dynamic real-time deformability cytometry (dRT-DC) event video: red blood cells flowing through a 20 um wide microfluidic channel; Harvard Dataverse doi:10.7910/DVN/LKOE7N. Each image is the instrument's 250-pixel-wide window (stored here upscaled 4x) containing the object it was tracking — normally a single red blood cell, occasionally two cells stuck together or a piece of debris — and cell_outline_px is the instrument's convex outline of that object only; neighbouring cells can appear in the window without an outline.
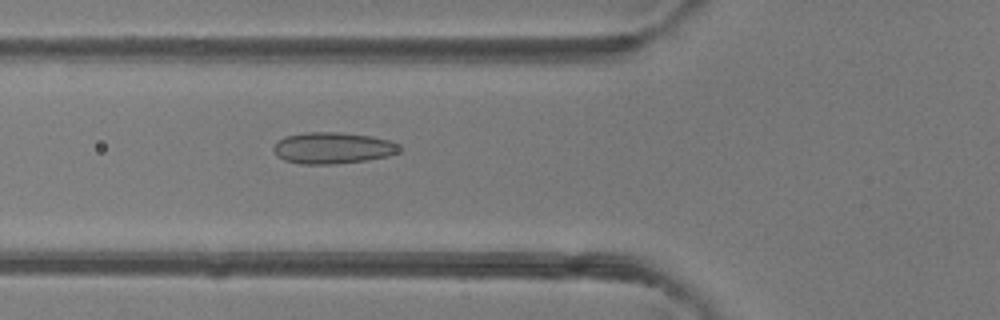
{"species": "common noctule bat (a hibernating species)", "species_latin": "Nyctalus noctula", "temperature_condition": "room temperature", "stored_images_in_passage": 49, "camera_frame_rate_fps": 3000, "um_per_image_px": 0.085, "animal": {"sex": "female"}, "frame": {"image": 1, "passage_image": 18, "time_ms": 5.667, "image_size_px": [1000, 320], "cell_outline_px": [[400, 152], [388, 156], [368, 160], [336, 164], [300, 164], [284, 160], [276, 156], [272, 148], [284, 136], [304, 132], [340, 132], [372, 136], [392, 140], [400, 144]], "centroid_in_image_um": [28.31, 12.58], "position_along_channel_um": 97.5, "area_um2": 23.41}}
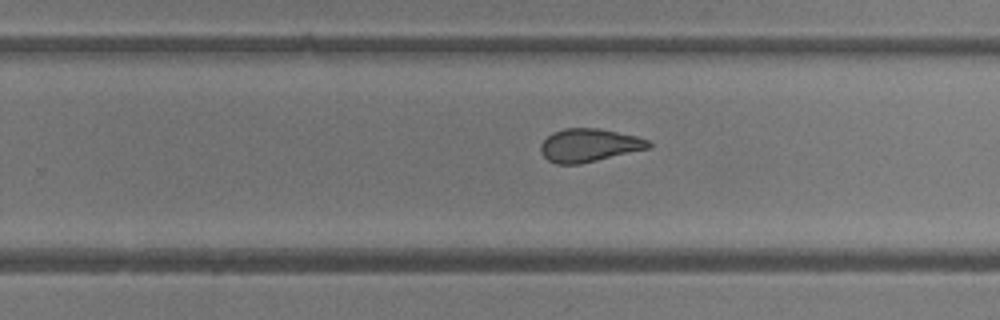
{"frame": {"image": 2, "passage_image": 31, "time_ms": 10.0, "image_size_px": [1000, 320], "cell_outline_px": [[652, 144], [648, 148], [580, 164], [556, 164], [548, 160], [540, 152], [540, 144], [552, 132], [564, 128], [600, 128], [636, 136], [648, 140]], "centroid_in_image_um": [50.03, 12.34], "position_along_channel_um": 279.8, "area_um2": 20.75}}
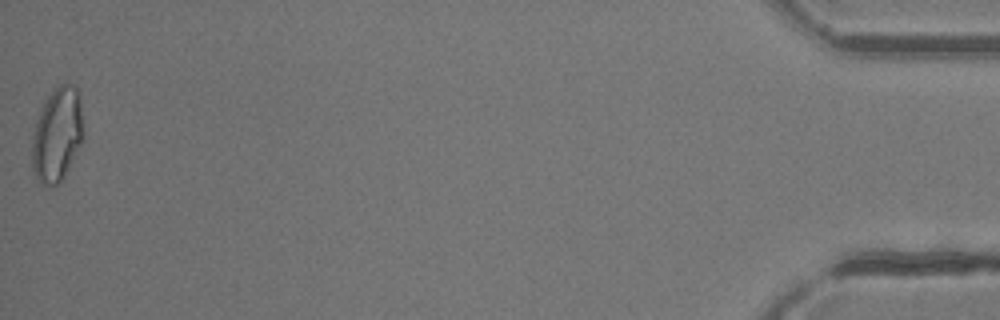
{"frame": {"image": 3, "passage_image": 49, "time_ms": 16.0, "image_size_px": [1000, 320], "cell_outline_px": [[84, 136], [64, 176], [52, 188], [44, 184], [36, 176], [32, 168], [32, 136], [36, 120], [40, 108], [48, 96], [60, 84], [76, 84], [80, 96], [84, 132]], "centroid_in_image_um": [4.86, 11.4], "position_along_channel_um": 430.3, "area_um2": 28.15}, "authors_computed_cell_mechanics": {"area_um2": 22.8888, "velocity_mm_per_s": 4.1954, "shape_relaxation_time_tau1_ms": null, "shape_relaxation_time_tau2_ms": 1.1811, "deformation_change_tau1": null, "deformation_change_tau2": 0.0726}}